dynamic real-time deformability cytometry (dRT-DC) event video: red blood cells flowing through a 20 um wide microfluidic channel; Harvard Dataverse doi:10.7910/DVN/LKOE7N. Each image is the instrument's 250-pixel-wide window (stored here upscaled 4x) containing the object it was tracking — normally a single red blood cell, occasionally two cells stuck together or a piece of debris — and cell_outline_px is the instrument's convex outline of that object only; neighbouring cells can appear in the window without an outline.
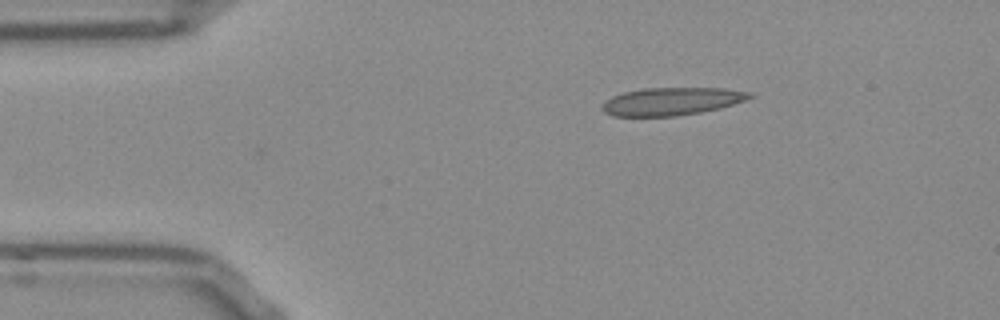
{"species": "Egyptian fruit bat (a non-hibernating species)", "species_latin": "Rousettus aegyptiacus", "temperature_condition": "room temperature", "stored_images_in_passage": 36, "camera_frame_rate_fps": 3000, "um_per_image_px": 0.085, "frame": {"image": 1, "passage_image": 1, "time_ms": 0.0, "image_size_px": [1000, 320], "cell_outline_px": [[756, 96], [720, 108], [700, 112], [676, 116], [612, 116], [604, 112], [600, 108], [600, 104], [612, 96], [624, 92], [644, 88], [724, 88], [752, 92]], "centroid_in_image_um": [57.07, 8.61], "position_along_channel_um": 27.9, "area_um2": 23.99}}
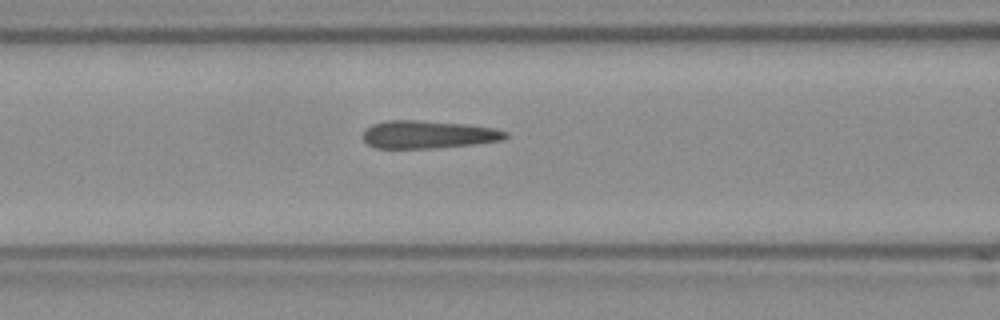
{"frame": {"image": 2, "passage_image": 13, "time_ms": 4.0, "image_size_px": [1000, 320], "cell_outline_px": [[508, 136], [500, 140], [472, 144], [432, 148], [376, 148], [368, 144], [364, 140], [364, 128], [372, 124], [388, 120], [416, 120], [464, 124], [496, 128], [508, 132]], "centroid_in_image_um": [36.37, 11.42], "position_along_channel_um": 130.2, "area_um2": 22.95}}
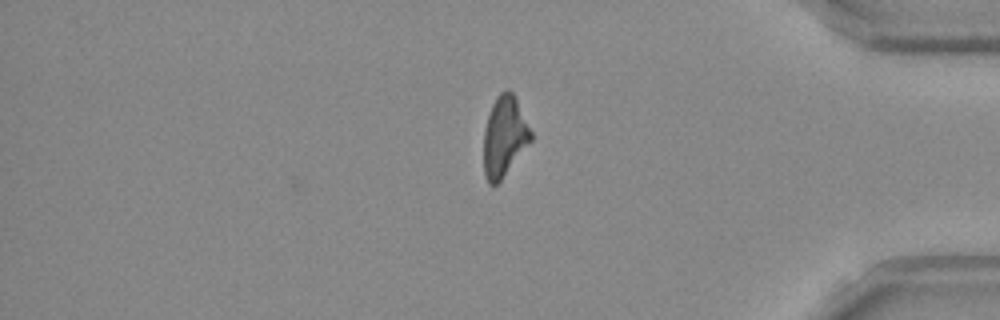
{"frame": {"image": 3, "passage_image": 36, "time_ms": 11.667, "image_size_px": [1000, 320], "cell_outline_px": [[532, 140], [500, 180], [496, 184], [488, 184], [484, 176], [484, 128], [492, 104], [496, 96], [504, 88], [508, 88], [512, 92], [532, 132]], "centroid_in_image_um": [42.85, 11.58], "position_along_channel_um": 392.3, "area_um2": 21.85}, "authors_computed_cell_mechanics": {"area_um2": 23.3512, "velocity_mm_per_s": 3.803, "shape_relaxation_time_tau1_ms": null, "shape_relaxation_time_tau2_ms": 3.5918, "deformation_change_tau1": null, "deformation_change_tau2": 0.096}}